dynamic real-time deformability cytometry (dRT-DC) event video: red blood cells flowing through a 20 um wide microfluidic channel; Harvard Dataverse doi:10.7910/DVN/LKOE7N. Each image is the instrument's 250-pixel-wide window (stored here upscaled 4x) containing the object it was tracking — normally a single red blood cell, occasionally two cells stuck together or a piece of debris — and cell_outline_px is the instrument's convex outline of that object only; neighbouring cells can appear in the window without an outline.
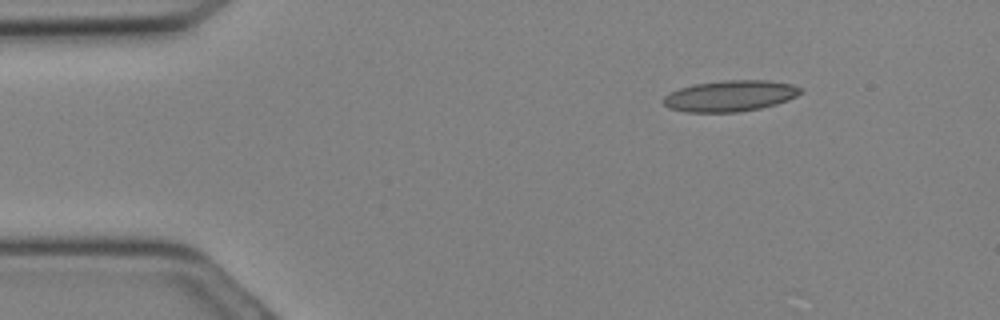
{"species": "Egyptian fruit bat (a non-hibernating species)", "species_latin": "Rousettus aegyptiacus", "temperature_condition": "cold", "stored_images_in_passage": 17, "camera_frame_rate_fps": 3000, "um_per_image_px": 0.085, "animal": {"sex": "female"}, "frame": {"image": 1, "passage_image": 3, "time_ms": 0.667, "image_size_px": [1000, 320], "cell_outline_px": [[804, 92], [788, 100], [776, 104], [760, 108], [736, 112], [688, 112], [668, 108], [664, 104], [664, 96], [668, 92], [692, 84], [720, 80], [768, 80], [792, 84], [800, 88]], "centroid_in_image_um": [62.05, 8.14], "position_along_channel_um": 22.9, "area_um2": 24.97}}
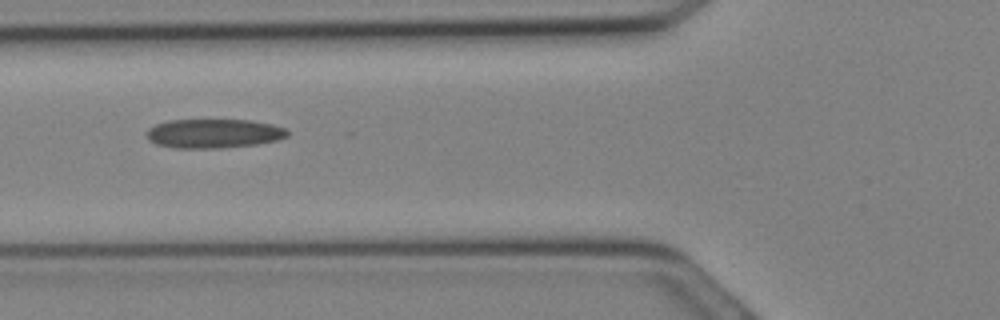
{"frame": {"image": 2, "passage_image": 10, "time_ms": 3.0, "image_size_px": [1000, 320], "cell_outline_px": [[288, 136], [276, 140], [256, 144], [220, 148], [176, 148], [156, 144], [148, 140], [148, 128], [156, 124], [168, 120], [248, 120], [272, 124], [284, 128], [288, 132]], "centroid_in_image_um": [18.15, 11.34], "position_along_channel_um": 107.7, "area_um2": 23.76}}
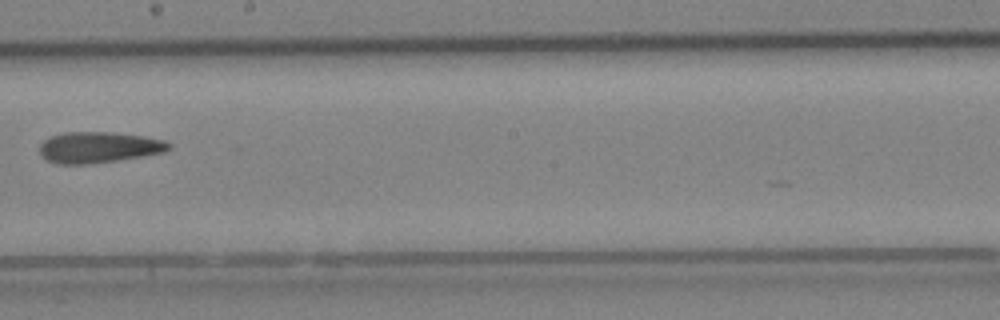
{"frame": {"image": 3, "passage_image": 16, "time_ms": 5.0, "image_size_px": [1000, 320], "cell_outline_px": [[172, 148], [164, 152], [116, 160], [84, 164], [56, 164], [40, 156], [40, 144], [48, 136], [64, 132], [108, 132], [144, 136], [164, 140], [172, 144]], "centroid_in_image_um": [8.36, 12.51], "position_along_channel_um": 239.8, "area_um2": 23.35}}